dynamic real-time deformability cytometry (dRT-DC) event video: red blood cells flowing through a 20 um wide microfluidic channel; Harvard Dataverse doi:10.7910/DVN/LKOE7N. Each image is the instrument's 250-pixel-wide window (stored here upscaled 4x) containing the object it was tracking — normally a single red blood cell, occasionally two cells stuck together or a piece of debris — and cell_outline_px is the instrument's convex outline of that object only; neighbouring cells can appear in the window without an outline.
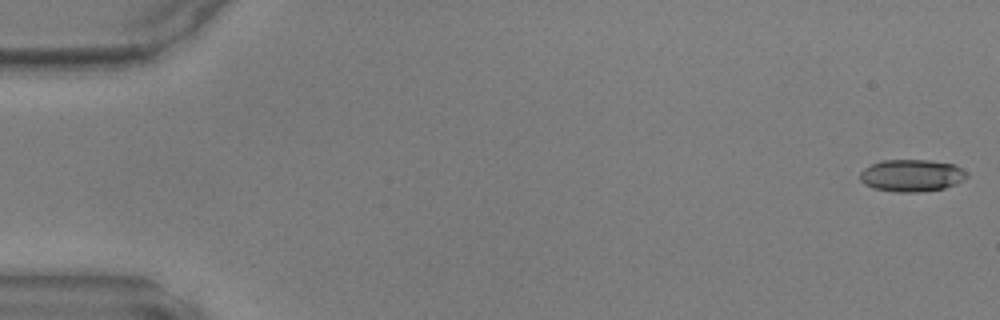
{"species": "common noctule bat (a hibernating species)", "species_latin": "Nyctalus noctula", "temperature_condition": "warm", "stored_images_in_passage": 8, "camera_frame_rate_fps": 3000, "um_per_image_px": 0.085, "animal": {"sex": "male", "body_mass_g": 17.9, "forearm_length_mm": 54.2}, "frame": {"image": 1, "passage_image": 1, "time_ms": 0.0, "image_size_px": [1000, 320], "cell_outline_px": [[968, 176], [964, 180], [956, 184], [944, 188], [920, 192], [896, 192], [872, 188], [864, 184], [860, 180], [860, 172], [864, 168], [880, 160], [928, 160], [952, 164], [960, 168]], "centroid_in_image_um": [77.45, 14.92], "position_along_channel_um": 7.5, "area_um2": 20.0}}